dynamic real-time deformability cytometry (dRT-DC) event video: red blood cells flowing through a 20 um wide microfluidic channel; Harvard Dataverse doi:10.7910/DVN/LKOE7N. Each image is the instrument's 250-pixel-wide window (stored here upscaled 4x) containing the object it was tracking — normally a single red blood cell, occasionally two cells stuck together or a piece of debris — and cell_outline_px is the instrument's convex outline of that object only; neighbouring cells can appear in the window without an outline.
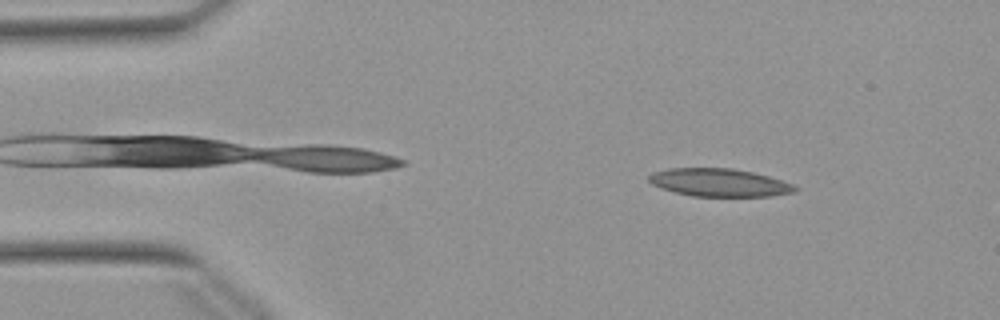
{"species": "Egyptian fruit bat (a non-hibernating species)", "species_latin": "Rousettus aegyptiacus", "temperature_condition": "warm", "stored_images_in_passage": 38, "camera_frame_rate_fps": 3000, "um_per_image_px": 0.085, "animal": {"sex": "female"}, "frame": {"image": 1, "passage_image": 7, "time_ms": 2.0, "image_size_px": [1000, 320], "cell_outline_px": [[776, 192], [752, 196], [708, 196], [684, 192], [668, 188], [664, 184], [676, 172], [692, 168], [712, 168], [740, 172], [756, 176], [768, 180]], "centroid_in_image_um": [61.09, 15.55], "position_along_channel_um": 23.9, "area_um2": 16.88}}
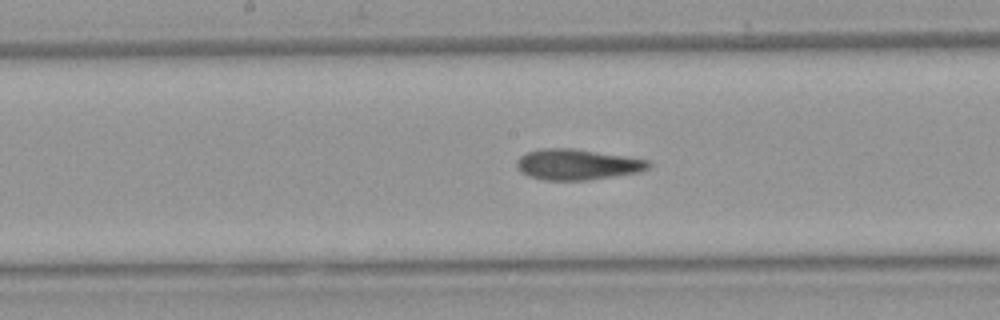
{"frame": {"image": 2, "passage_image": 26, "time_ms": 8.333, "image_size_px": [1000, 320], "cell_outline_px": [[644, 164], [636, 168], [616, 172], [584, 176], [548, 176], [532, 172], [524, 168], [524, 160], [528, 156], [544, 152], [576, 152], [632, 160]], "centroid_in_image_um": [48.97, 13.96], "position_along_channel_um": 199.2, "area_um2": 15.43}}
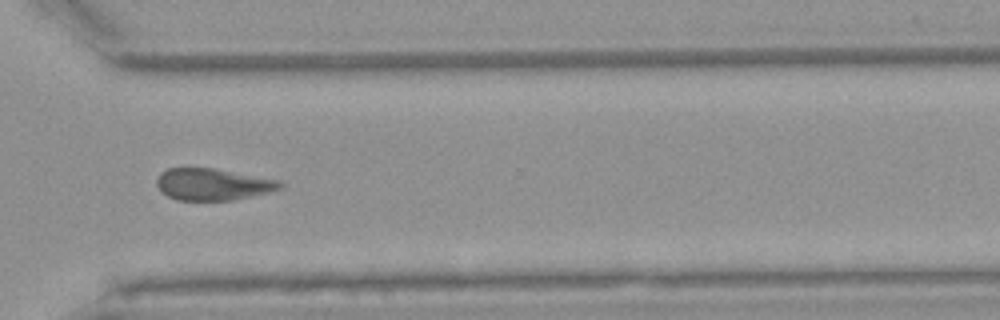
{"frame": {"image": 3, "passage_image": 38, "time_ms": 12.333, "image_size_px": [1000, 320], "cell_outline_px": [[272, 184], [260, 188], [212, 200], [192, 200], [172, 196], [160, 184], [160, 180], [168, 172], [180, 168], [196, 168]], "centroid_in_image_um": [17.5, 15.67], "position_along_channel_um": 353.1, "area_um2": 16.42}}